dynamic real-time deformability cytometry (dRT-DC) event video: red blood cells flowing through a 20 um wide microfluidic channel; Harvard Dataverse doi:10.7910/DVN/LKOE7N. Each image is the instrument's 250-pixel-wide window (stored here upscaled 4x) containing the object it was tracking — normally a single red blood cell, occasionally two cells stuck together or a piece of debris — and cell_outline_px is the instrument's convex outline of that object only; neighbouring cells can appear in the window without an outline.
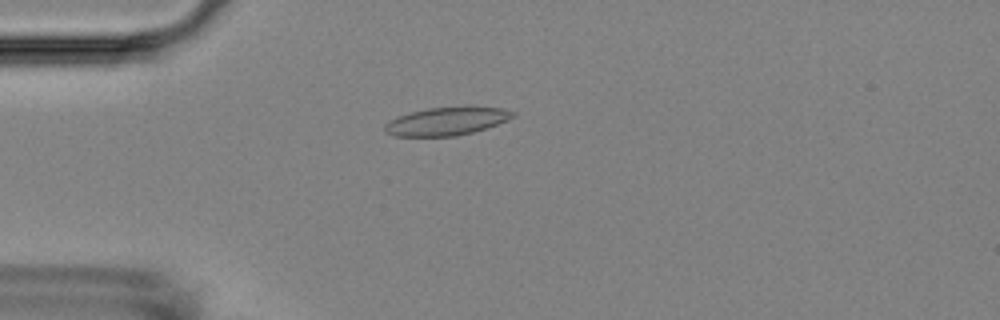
{"species": "Egyptian fruit bat (a non-hibernating species)", "species_latin": "Rousettus aegyptiacus", "temperature_condition": "room temperature", "stored_images_in_passage": 6, "camera_frame_rate_fps": 3000, "um_per_image_px": 0.085, "animal": {"sex": "female"}, "frame": {"image": 1, "passage_image": 2, "time_ms": 1.333, "image_size_px": [1000, 320], "cell_outline_px": [[516, 116], [508, 120], [488, 128], [456, 136], [392, 136], [384, 132], [384, 124], [388, 120], [396, 116], [408, 112], [428, 108], [468, 104], [472, 104], [500, 108], [516, 112]], "centroid_in_image_um": [37.98, 10.26], "position_along_channel_um": 47.0, "area_um2": 21.96}}
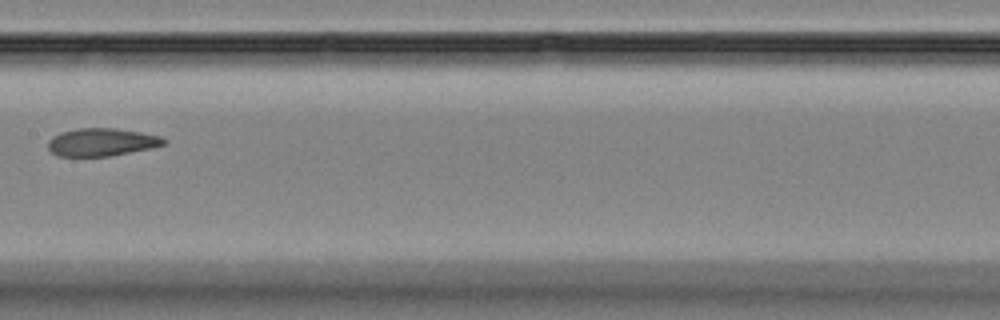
{"frame": {"image": 2, "passage_image": 6, "time_ms": 6.0, "image_size_px": [1000, 320], "cell_outline_px": [[168, 140], [164, 144], [152, 148], [108, 156], [56, 156], [48, 148], [48, 140], [52, 136], [60, 132], [76, 128], [116, 128], [140, 132], [160, 136]], "centroid_in_image_um": [8.62, 12.07], "position_along_channel_um": 198.8, "area_um2": 18.84}}